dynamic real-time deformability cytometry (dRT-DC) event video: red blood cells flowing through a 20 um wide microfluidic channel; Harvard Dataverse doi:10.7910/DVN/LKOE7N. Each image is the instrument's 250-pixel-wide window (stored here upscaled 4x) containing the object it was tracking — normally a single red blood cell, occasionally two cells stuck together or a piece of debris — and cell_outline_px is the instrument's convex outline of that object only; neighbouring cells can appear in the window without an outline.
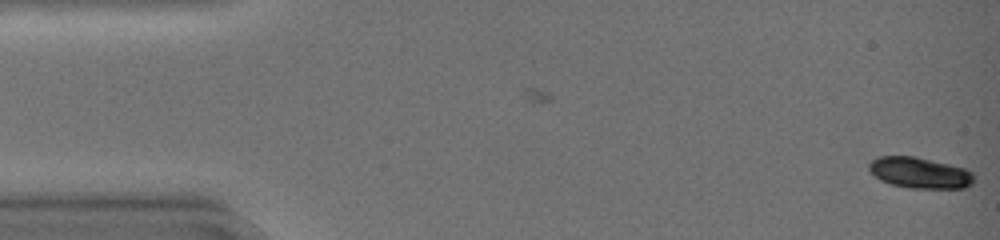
{"species": "common noctule bat (a hibernating species)", "species_latin": "Nyctalus noctula", "temperature_condition": "warm", "stored_images_in_passage": 3, "camera_frame_rate_fps": 3000, "um_per_image_px": 0.085, "animal": {"sex": "female", "body_mass_g": 19.0, "forearm_length_mm": 51.5}, "frame": {"image": 1, "passage_image": 3, "time_ms": 0.667, "image_size_px": [1000, 240], "cell_outline_px": [[972, 184], [964, 188], [908, 188], [892, 184], [880, 180], [868, 168], [868, 164], [872, 160], [880, 156], [912, 156], [948, 164], [964, 168], [972, 172]], "centroid_in_image_um": [78.16, 14.69], "position_along_channel_um": 6.8, "area_um2": 18.67}}